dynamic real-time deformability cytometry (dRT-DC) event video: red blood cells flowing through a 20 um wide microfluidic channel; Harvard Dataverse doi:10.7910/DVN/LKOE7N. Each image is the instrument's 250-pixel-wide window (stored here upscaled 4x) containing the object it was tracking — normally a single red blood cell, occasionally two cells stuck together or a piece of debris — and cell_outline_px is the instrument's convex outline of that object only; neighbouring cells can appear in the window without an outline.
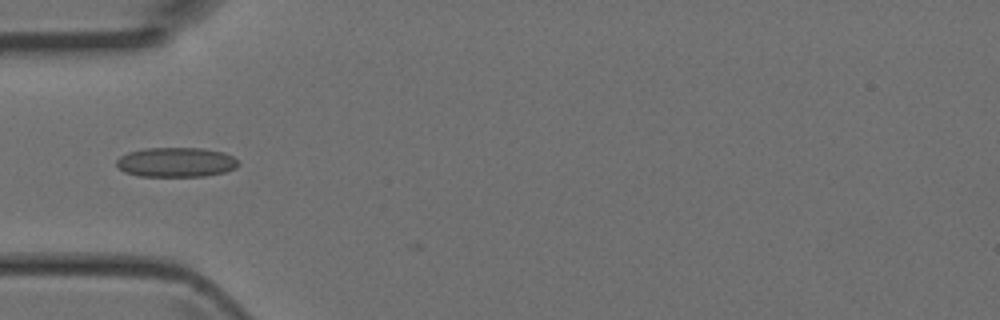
{"species": "Egyptian fruit bat (a non-hibernating species)", "species_latin": "Rousettus aegyptiacus", "temperature_condition": "room temperature", "stored_images_in_passage": 1, "camera_frame_rate_fps": 3000, "um_per_image_px": 0.085, "animal": {"sex": "female"}, "frame": {"image": 1, "passage_image": 1, "time_ms": 0.0, "image_size_px": [1000, 320], "cell_outline_px": [[240, 164], [236, 168], [224, 172], [204, 176], [136, 176], [124, 172], [116, 164], [116, 160], [120, 156], [128, 152], [144, 148], [204, 148], [224, 152], [232, 156]], "centroid_in_image_um": [14.96, 13.78], "position_along_channel_um": 70.0, "area_um2": 21.15}}